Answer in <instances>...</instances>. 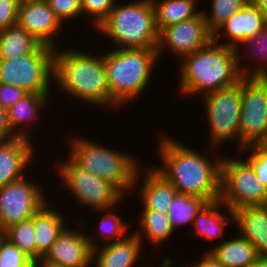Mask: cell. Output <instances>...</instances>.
Masks as SVG:
<instances>
[{
	"label": "cell",
	"instance_id": "1",
	"mask_svg": "<svg viewBox=\"0 0 267 267\" xmlns=\"http://www.w3.org/2000/svg\"><path fill=\"white\" fill-rule=\"evenodd\" d=\"M158 152L163 167L156 170L178 193L201 197L207 202L220 198L221 157L212 161L168 136L161 139Z\"/></svg>",
	"mask_w": 267,
	"mask_h": 267
},
{
	"label": "cell",
	"instance_id": "2",
	"mask_svg": "<svg viewBox=\"0 0 267 267\" xmlns=\"http://www.w3.org/2000/svg\"><path fill=\"white\" fill-rule=\"evenodd\" d=\"M213 39L203 48L186 55L180 70L179 89L183 94L203 95L238 84L240 55L235 48Z\"/></svg>",
	"mask_w": 267,
	"mask_h": 267
},
{
	"label": "cell",
	"instance_id": "3",
	"mask_svg": "<svg viewBox=\"0 0 267 267\" xmlns=\"http://www.w3.org/2000/svg\"><path fill=\"white\" fill-rule=\"evenodd\" d=\"M54 51L53 79L71 96L95 105L118 106L110 96L104 55L68 49Z\"/></svg>",
	"mask_w": 267,
	"mask_h": 267
},
{
	"label": "cell",
	"instance_id": "4",
	"mask_svg": "<svg viewBox=\"0 0 267 267\" xmlns=\"http://www.w3.org/2000/svg\"><path fill=\"white\" fill-rule=\"evenodd\" d=\"M116 4L97 29L112 38L118 49H157L159 32L152 0Z\"/></svg>",
	"mask_w": 267,
	"mask_h": 267
},
{
	"label": "cell",
	"instance_id": "5",
	"mask_svg": "<svg viewBox=\"0 0 267 267\" xmlns=\"http://www.w3.org/2000/svg\"><path fill=\"white\" fill-rule=\"evenodd\" d=\"M157 60V49H116L104 54L110 96L118 106L141 95Z\"/></svg>",
	"mask_w": 267,
	"mask_h": 267
},
{
	"label": "cell",
	"instance_id": "6",
	"mask_svg": "<svg viewBox=\"0 0 267 267\" xmlns=\"http://www.w3.org/2000/svg\"><path fill=\"white\" fill-rule=\"evenodd\" d=\"M69 157L88 172L117 186L123 193L135 187L139 173L138 163L130 154L99 146L87 139L74 137Z\"/></svg>",
	"mask_w": 267,
	"mask_h": 267
},
{
	"label": "cell",
	"instance_id": "7",
	"mask_svg": "<svg viewBox=\"0 0 267 267\" xmlns=\"http://www.w3.org/2000/svg\"><path fill=\"white\" fill-rule=\"evenodd\" d=\"M219 199L229 212V220L233 221L235 209L266 205L267 189L257 180L247 160H230L222 156Z\"/></svg>",
	"mask_w": 267,
	"mask_h": 267
},
{
	"label": "cell",
	"instance_id": "8",
	"mask_svg": "<svg viewBox=\"0 0 267 267\" xmlns=\"http://www.w3.org/2000/svg\"><path fill=\"white\" fill-rule=\"evenodd\" d=\"M54 51L42 44L33 53L0 59V83L20 87L27 93L48 94L54 73Z\"/></svg>",
	"mask_w": 267,
	"mask_h": 267
},
{
	"label": "cell",
	"instance_id": "9",
	"mask_svg": "<svg viewBox=\"0 0 267 267\" xmlns=\"http://www.w3.org/2000/svg\"><path fill=\"white\" fill-rule=\"evenodd\" d=\"M65 163H60L58 170L63 179V185L78 198V202L90 208L105 210V213L113 210L122 200L123 192L110 181L97 177L86 169L78 166L70 157ZM107 210V212H106Z\"/></svg>",
	"mask_w": 267,
	"mask_h": 267
},
{
	"label": "cell",
	"instance_id": "10",
	"mask_svg": "<svg viewBox=\"0 0 267 267\" xmlns=\"http://www.w3.org/2000/svg\"><path fill=\"white\" fill-rule=\"evenodd\" d=\"M239 150L267 141V84L260 77L241 80Z\"/></svg>",
	"mask_w": 267,
	"mask_h": 267
},
{
	"label": "cell",
	"instance_id": "11",
	"mask_svg": "<svg viewBox=\"0 0 267 267\" xmlns=\"http://www.w3.org/2000/svg\"><path fill=\"white\" fill-rule=\"evenodd\" d=\"M202 97L211 129L210 143L215 146L232 138L236 142L239 141L241 81L232 87L213 91Z\"/></svg>",
	"mask_w": 267,
	"mask_h": 267
},
{
	"label": "cell",
	"instance_id": "12",
	"mask_svg": "<svg viewBox=\"0 0 267 267\" xmlns=\"http://www.w3.org/2000/svg\"><path fill=\"white\" fill-rule=\"evenodd\" d=\"M43 194L37 184L24 176L1 187L0 231L32 218L44 204H48Z\"/></svg>",
	"mask_w": 267,
	"mask_h": 267
},
{
	"label": "cell",
	"instance_id": "13",
	"mask_svg": "<svg viewBox=\"0 0 267 267\" xmlns=\"http://www.w3.org/2000/svg\"><path fill=\"white\" fill-rule=\"evenodd\" d=\"M212 39L213 33L207 27V22L201 13L198 17L169 25L159 32L158 58L162 49L169 47L172 53L183 59L184 56L206 46Z\"/></svg>",
	"mask_w": 267,
	"mask_h": 267
},
{
	"label": "cell",
	"instance_id": "14",
	"mask_svg": "<svg viewBox=\"0 0 267 267\" xmlns=\"http://www.w3.org/2000/svg\"><path fill=\"white\" fill-rule=\"evenodd\" d=\"M93 239L83 231L65 228L51 245L46 255L38 261H46L63 267H90L92 249L96 248Z\"/></svg>",
	"mask_w": 267,
	"mask_h": 267
},
{
	"label": "cell",
	"instance_id": "15",
	"mask_svg": "<svg viewBox=\"0 0 267 267\" xmlns=\"http://www.w3.org/2000/svg\"><path fill=\"white\" fill-rule=\"evenodd\" d=\"M17 24L41 44L56 49L57 45L54 38L62 22L50 9L46 1L23 2L18 8Z\"/></svg>",
	"mask_w": 267,
	"mask_h": 267
},
{
	"label": "cell",
	"instance_id": "16",
	"mask_svg": "<svg viewBox=\"0 0 267 267\" xmlns=\"http://www.w3.org/2000/svg\"><path fill=\"white\" fill-rule=\"evenodd\" d=\"M266 27L267 21L264 14L252 0H249L240 11L234 13L214 31L213 40L218 42L221 33L223 38L230 37L229 41L223 45L239 51L238 45L241 42Z\"/></svg>",
	"mask_w": 267,
	"mask_h": 267
},
{
	"label": "cell",
	"instance_id": "17",
	"mask_svg": "<svg viewBox=\"0 0 267 267\" xmlns=\"http://www.w3.org/2000/svg\"><path fill=\"white\" fill-rule=\"evenodd\" d=\"M30 143L23 137L0 142V188L23 177V171L33 158Z\"/></svg>",
	"mask_w": 267,
	"mask_h": 267
},
{
	"label": "cell",
	"instance_id": "18",
	"mask_svg": "<svg viewBox=\"0 0 267 267\" xmlns=\"http://www.w3.org/2000/svg\"><path fill=\"white\" fill-rule=\"evenodd\" d=\"M233 223L240 229L239 234L255 246L258 257H267V205L235 209Z\"/></svg>",
	"mask_w": 267,
	"mask_h": 267
},
{
	"label": "cell",
	"instance_id": "19",
	"mask_svg": "<svg viewBox=\"0 0 267 267\" xmlns=\"http://www.w3.org/2000/svg\"><path fill=\"white\" fill-rule=\"evenodd\" d=\"M142 242L135 234L128 235L125 239L115 241L99 249L98 245L92 249V262L96 260V267H134L140 263ZM97 258V259H96Z\"/></svg>",
	"mask_w": 267,
	"mask_h": 267
},
{
	"label": "cell",
	"instance_id": "20",
	"mask_svg": "<svg viewBox=\"0 0 267 267\" xmlns=\"http://www.w3.org/2000/svg\"><path fill=\"white\" fill-rule=\"evenodd\" d=\"M154 168L148 169L141 186L143 210H155L167 214L169 206L178 191Z\"/></svg>",
	"mask_w": 267,
	"mask_h": 267
},
{
	"label": "cell",
	"instance_id": "21",
	"mask_svg": "<svg viewBox=\"0 0 267 267\" xmlns=\"http://www.w3.org/2000/svg\"><path fill=\"white\" fill-rule=\"evenodd\" d=\"M44 204L33 216L36 240V261L41 260L51 245L65 229L64 217L57 210H50Z\"/></svg>",
	"mask_w": 267,
	"mask_h": 267
},
{
	"label": "cell",
	"instance_id": "22",
	"mask_svg": "<svg viewBox=\"0 0 267 267\" xmlns=\"http://www.w3.org/2000/svg\"><path fill=\"white\" fill-rule=\"evenodd\" d=\"M209 253L225 267H250L258 259L255 246L241 235L223 241Z\"/></svg>",
	"mask_w": 267,
	"mask_h": 267
},
{
	"label": "cell",
	"instance_id": "23",
	"mask_svg": "<svg viewBox=\"0 0 267 267\" xmlns=\"http://www.w3.org/2000/svg\"><path fill=\"white\" fill-rule=\"evenodd\" d=\"M47 101L48 94L27 93L7 110L9 126L16 137L29 139L27 131L18 128L22 123L35 120Z\"/></svg>",
	"mask_w": 267,
	"mask_h": 267
},
{
	"label": "cell",
	"instance_id": "24",
	"mask_svg": "<svg viewBox=\"0 0 267 267\" xmlns=\"http://www.w3.org/2000/svg\"><path fill=\"white\" fill-rule=\"evenodd\" d=\"M42 44L18 24L0 31V59H14L35 52Z\"/></svg>",
	"mask_w": 267,
	"mask_h": 267
},
{
	"label": "cell",
	"instance_id": "25",
	"mask_svg": "<svg viewBox=\"0 0 267 267\" xmlns=\"http://www.w3.org/2000/svg\"><path fill=\"white\" fill-rule=\"evenodd\" d=\"M195 2L196 0H152L158 32L169 25L198 17L202 10L195 11Z\"/></svg>",
	"mask_w": 267,
	"mask_h": 267
},
{
	"label": "cell",
	"instance_id": "26",
	"mask_svg": "<svg viewBox=\"0 0 267 267\" xmlns=\"http://www.w3.org/2000/svg\"><path fill=\"white\" fill-rule=\"evenodd\" d=\"M220 199L207 202L202 209L196 215L193 225L197 234L207 240H214L220 238L223 234L224 226L228 222L224 217L223 213L219 211L220 206L222 207Z\"/></svg>",
	"mask_w": 267,
	"mask_h": 267
},
{
	"label": "cell",
	"instance_id": "27",
	"mask_svg": "<svg viewBox=\"0 0 267 267\" xmlns=\"http://www.w3.org/2000/svg\"><path fill=\"white\" fill-rule=\"evenodd\" d=\"M139 224L142 230L134 234L141 242L142 235H145L156 246L161 245V242L167 240L174 232L167 214L155 210H143Z\"/></svg>",
	"mask_w": 267,
	"mask_h": 267
},
{
	"label": "cell",
	"instance_id": "28",
	"mask_svg": "<svg viewBox=\"0 0 267 267\" xmlns=\"http://www.w3.org/2000/svg\"><path fill=\"white\" fill-rule=\"evenodd\" d=\"M207 203L204 198L177 193L167 212L168 219L175 230L178 226L193 223L196 215Z\"/></svg>",
	"mask_w": 267,
	"mask_h": 267
},
{
	"label": "cell",
	"instance_id": "29",
	"mask_svg": "<svg viewBox=\"0 0 267 267\" xmlns=\"http://www.w3.org/2000/svg\"><path fill=\"white\" fill-rule=\"evenodd\" d=\"M33 217L11 225L2 235L36 262V240Z\"/></svg>",
	"mask_w": 267,
	"mask_h": 267
},
{
	"label": "cell",
	"instance_id": "30",
	"mask_svg": "<svg viewBox=\"0 0 267 267\" xmlns=\"http://www.w3.org/2000/svg\"><path fill=\"white\" fill-rule=\"evenodd\" d=\"M242 43L244 45L246 44L248 48L253 49L251 52V55H252L251 57L259 56L261 59L259 61L260 64L254 67L255 70H253V68L249 65L248 66L246 65V67H243L240 64H238L239 70L242 76L243 77H261L265 75L267 73V65H266L267 63L266 61L267 60V27L253 36H248L243 42H241V45Z\"/></svg>",
	"mask_w": 267,
	"mask_h": 267
},
{
	"label": "cell",
	"instance_id": "31",
	"mask_svg": "<svg viewBox=\"0 0 267 267\" xmlns=\"http://www.w3.org/2000/svg\"><path fill=\"white\" fill-rule=\"evenodd\" d=\"M248 1L249 0H212L211 15H207V11H202L209 30L214 33L222 23L234 13L240 11Z\"/></svg>",
	"mask_w": 267,
	"mask_h": 267
},
{
	"label": "cell",
	"instance_id": "32",
	"mask_svg": "<svg viewBox=\"0 0 267 267\" xmlns=\"http://www.w3.org/2000/svg\"><path fill=\"white\" fill-rule=\"evenodd\" d=\"M34 263L7 238L0 236V267H34Z\"/></svg>",
	"mask_w": 267,
	"mask_h": 267
},
{
	"label": "cell",
	"instance_id": "33",
	"mask_svg": "<svg viewBox=\"0 0 267 267\" xmlns=\"http://www.w3.org/2000/svg\"><path fill=\"white\" fill-rule=\"evenodd\" d=\"M251 153L247 161L253 167L257 180L267 189V147L264 144H257L247 147Z\"/></svg>",
	"mask_w": 267,
	"mask_h": 267
},
{
	"label": "cell",
	"instance_id": "34",
	"mask_svg": "<svg viewBox=\"0 0 267 267\" xmlns=\"http://www.w3.org/2000/svg\"><path fill=\"white\" fill-rule=\"evenodd\" d=\"M115 0H81L82 14L92 16L93 27H97L108 15Z\"/></svg>",
	"mask_w": 267,
	"mask_h": 267
},
{
	"label": "cell",
	"instance_id": "35",
	"mask_svg": "<svg viewBox=\"0 0 267 267\" xmlns=\"http://www.w3.org/2000/svg\"><path fill=\"white\" fill-rule=\"evenodd\" d=\"M100 231L102 236H104L105 240L115 239V241H120L125 239V231L127 229L126 224L121 221V218L114 213L106 214L100 221ZM103 232V233H102ZM124 234V238L121 236ZM121 236V237H120ZM115 237V238H113Z\"/></svg>",
	"mask_w": 267,
	"mask_h": 267
},
{
	"label": "cell",
	"instance_id": "36",
	"mask_svg": "<svg viewBox=\"0 0 267 267\" xmlns=\"http://www.w3.org/2000/svg\"><path fill=\"white\" fill-rule=\"evenodd\" d=\"M46 2L62 23L82 14L81 0H46Z\"/></svg>",
	"mask_w": 267,
	"mask_h": 267
},
{
	"label": "cell",
	"instance_id": "37",
	"mask_svg": "<svg viewBox=\"0 0 267 267\" xmlns=\"http://www.w3.org/2000/svg\"><path fill=\"white\" fill-rule=\"evenodd\" d=\"M26 94L27 92L20 87L0 83V105L6 110L11 108Z\"/></svg>",
	"mask_w": 267,
	"mask_h": 267
},
{
	"label": "cell",
	"instance_id": "38",
	"mask_svg": "<svg viewBox=\"0 0 267 267\" xmlns=\"http://www.w3.org/2000/svg\"><path fill=\"white\" fill-rule=\"evenodd\" d=\"M20 5L0 1V31L17 24Z\"/></svg>",
	"mask_w": 267,
	"mask_h": 267
},
{
	"label": "cell",
	"instance_id": "39",
	"mask_svg": "<svg viewBox=\"0 0 267 267\" xmlns=\"http://www.w3.org/2000/svg\"><path fill=\"white\" fill-rule=\"evenodd\" d=\"M13 134L7 116V110L0 105V142L7 141L15 138Z\"/></svg>",
	"mask_w": 267,
	"mask_h": 267
},
{
	"label": "cell",
	"instance_id": "40",
	"mask_svg": "<svg viewBox=\"0 0 267 267\" xmlns=\"http://www.w3.org/2000/svg\"><path fill=\"white\" fill-rule=\"evenodd\" d=\"M200 260L201 261H199L195 265H190V267H225L209 252L203 254V258Z\"/></svg>",
	"mask_w": 267,
	"mask_h": 267
},
{
	"label": "cell",
	"instance_id": "41",
	"mask_svg": "<svg viewBox=\"0 0 267 267\" xmlns=\"http://www.w3.org/2000/svg\"><path fill=\"white\" fill-rule=\"evenodd\" d=\"M264 14L267 21V0H252Z\"/></svg>",
	"mask_w": 267,
	"mask_h": 267
},
{
	"label": "cell",
	"instance_id": "42",
	"mask_svg": "<svg viewBox=\"0 0 267 267\" xmlns=\"http://www.w3.org/2000/svg\"><path fill=\"white\" fill-rule=\"evenodd\" d=\"M250 267H267V257H258Z\"/></svg>",
	"mask_w": 267,
	"mask_h": 267
},
{
	"label": "cell",
	"instance_id": "43",
	"mask_svg": "<svg viewBox=\"0 0 267 267\" xmlns=\"http://www.w3.org/2000/svg\"><path fill=\"white\" fill-rule=\"evenodd\" d=\"M34 267H63V266L58 265V264H54V263H49L46 261H36L34 263Z\"/></svg>",
	"mask_w": 267,
	"mask_h": 267
},
{
	"label": "cell",
	"instance_id": "44",
	"mask_svg": "<svg viewBox=\"0 0 267 267\" xmlns=\"http://www.w3.org/2000/svg\"><path fill=\"white\" fill-rule=\"evenodd\" d=\"M0 1L9 2L12 4H22L23 3V0H0Z\"/></svg>",
	"mask_w": 267,
	"mask_h": 267
},
{
	"label": "cell",
	"instance_id": "45",
	"mask_svg": "<svg viewBox=\"0 0 267 267\" xmlns=\"http://www.w3.org/2000/svg\"><path fill=\"white\" fill-rule=\"evenodd\" d=\"M260 78L267 84V73Z\"/></svg>",
	"mask_w": 267,
	"mask_h": 267
},
{
	"label": "cell",
	"instance_id": "46",
	"mask_svg": "<svg viewBox=\"0 0 267 267\" xmlns=\"http://www.w3.org/2000/svg\"><path fill=\"white\" fill-rule=\"evenodd\" d=\"M26 1H46V0H23V2H26Z\"/></svg>",
	"mask_w": 267,
	"mask_h": 267
}]
</instances>
